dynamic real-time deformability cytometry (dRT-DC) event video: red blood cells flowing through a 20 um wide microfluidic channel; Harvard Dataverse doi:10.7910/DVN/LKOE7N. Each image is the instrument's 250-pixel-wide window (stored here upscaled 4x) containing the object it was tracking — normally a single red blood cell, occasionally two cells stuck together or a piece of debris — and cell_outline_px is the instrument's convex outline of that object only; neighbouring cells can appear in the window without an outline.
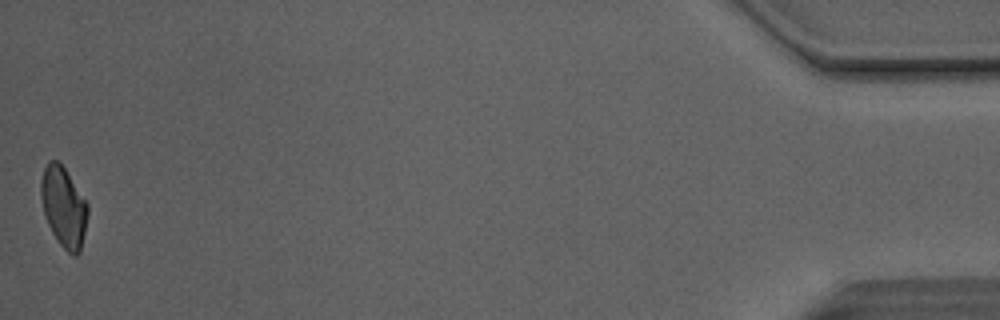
{"species": "Egyptian fruit bat (a non-hibernating species)", "species_latin": "Rousettus aegyptiacus", "temperature_condition": "room temperature", "stored_images_in_passage": 35, "camera_frame_rate_fps": 3000, "um_per_image_px": 0.085, "animal": {"sex": "male"}, "frame": {"image": 1, "passage_image": 35, "time_ms": 11.333, "image_size_px": [1000, 320], "cell_outline_px": [[88, 216], [80, 252], [76, 256], [72, 256], [56, 240], [48, 224], [44, 212], [40, 196], [40, 184], [44, 168], [48, 160], [56, 160], [64, 168], [88, 204]], "centroid_in_image_um": [5.41, 17.61], "position_along_channel_um": 429.8, "area_um2": 21.73}, "authors_computed_cell_mechanics": {"area_um2": 22.7154, "velocity_mm_per_s": 4.1305, "shape_relaxation_time_tau1_ms": 4.2071, "shape_relaxation_time_tau2_ms": 1.7305, "deformation_change_tau1": 0.1342, "deformation_change_tau2": 0.0841}}